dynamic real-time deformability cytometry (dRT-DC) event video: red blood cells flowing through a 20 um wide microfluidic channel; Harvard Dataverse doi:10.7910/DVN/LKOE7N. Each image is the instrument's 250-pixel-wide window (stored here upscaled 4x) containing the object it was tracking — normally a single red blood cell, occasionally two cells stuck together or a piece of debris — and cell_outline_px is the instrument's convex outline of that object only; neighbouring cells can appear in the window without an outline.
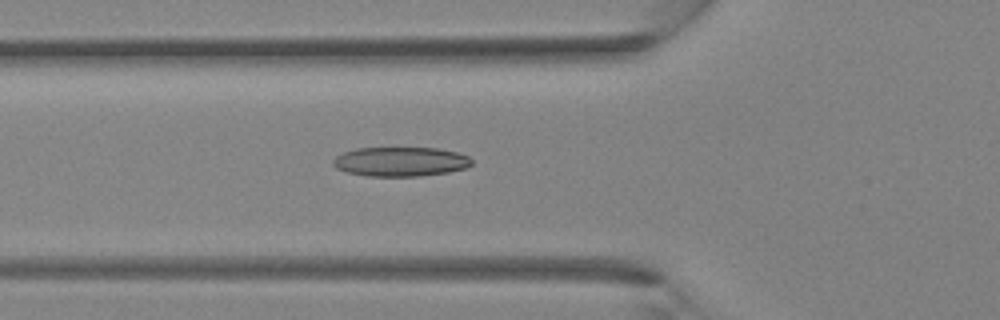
{"species": "Egyptian fruit bat (a non-hibernating species)", "species_latin": "Rousettus aegyptiacus", "temperature_condition": "room temperature", "stored_images_in_passage": 38, "camera_frame_rate_fps": 3000, "um_per_image_px": 0.085, "animal": {"sex": "female"}, "frame": {"image": 1, "passage_image": 13, "time_ms": 4.0, "image_size_px": [1000, 320], "cell_outline_px": [[472, 164], [464, 168], [448, 172], [420, 176], [368, 176], [344, 172], [336, 168], [332, 164], [332, 160], [336, 156], [344, 152], [356, 148], [436, 148], [456, 152], [468, 156], [472, 160]], "centroid_in_image_um": [34.0, 13.74], "position_along_channel_um": 91.8, "area_um2": 23.76}}
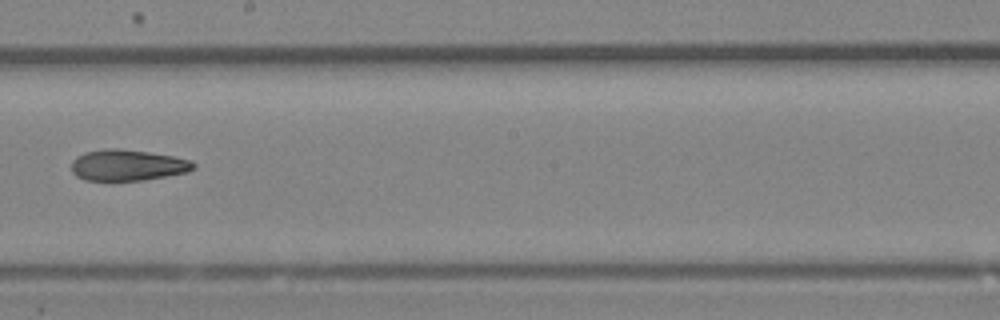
{"frame": {"image": 2, "passage_image": 21, "time_ms": 6.667, "image_size_px": [1000, 320], "cell_outline_px": [[196, 168], [188, 172], [144, 180], [84, 180], [76, 176], [72, 172], [72, 160], [76, 156], [84, 152], [104, 148], [120, 148], [148, 152], [172, 156], [192, 160], [196, 164]], "centroid_in_image_um": [10.85, 14.03], "position_along_channel_um": 237.4, "area_um2": 22.31}}
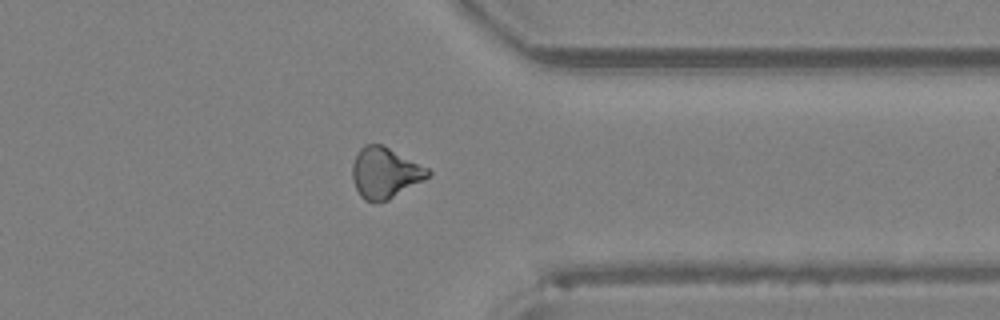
{"frame": {"image": 3, "passage_image": 29, "time_ms": 9.333, "image_size_px": [1000, 320], "cell_outline_px": [[432, 172], [424, 180], [388, 200], [364, 200], [360, 196], [352, 180], [352, 164], [360, 148], [364, 144], [380, 144], [428, 168]], "centroid_in_image_um": [32.7, 14.69], "position_along_channel_um": 378.7, "area_um2": 21.96}}